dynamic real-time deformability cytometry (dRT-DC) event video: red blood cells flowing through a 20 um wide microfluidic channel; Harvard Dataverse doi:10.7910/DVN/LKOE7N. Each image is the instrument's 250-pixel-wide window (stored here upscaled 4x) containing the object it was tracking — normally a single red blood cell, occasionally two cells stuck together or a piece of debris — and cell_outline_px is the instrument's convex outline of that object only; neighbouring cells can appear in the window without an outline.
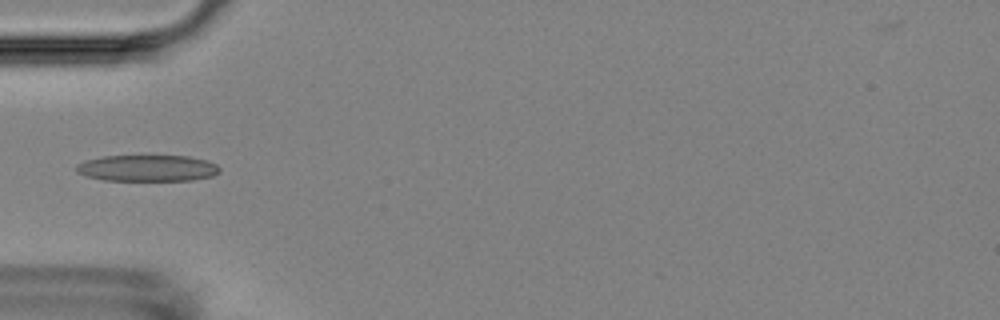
{"species": "Egyptian fruit bat (a non-hibernating species)", "species_latin": "Rousettus aegyptiacus", "temperature_condition": "room temperature", "stored_images_in_passage": 4, "camera_frame_rate_fps": 3000, "um_per_image_px": 0.085, "animal": {"sex": "female"}, "frame": {"image": 1, "passage_image": 4, "time_ms": 3.333, "image_size_px": [1000, 320], "cell_outline_px": [[220, 172], [212, 176], [192, 180], [100, 180], [84, 176], [76, 172], [76, 164], [84, 160], [100, 156], [188, 156], [208, 160], [216, 164], [220, 168]], "centroid_in_image_um": [12.49, 14.29], "position_along_channel_um": 72.5, "area_um2": 22.25}}